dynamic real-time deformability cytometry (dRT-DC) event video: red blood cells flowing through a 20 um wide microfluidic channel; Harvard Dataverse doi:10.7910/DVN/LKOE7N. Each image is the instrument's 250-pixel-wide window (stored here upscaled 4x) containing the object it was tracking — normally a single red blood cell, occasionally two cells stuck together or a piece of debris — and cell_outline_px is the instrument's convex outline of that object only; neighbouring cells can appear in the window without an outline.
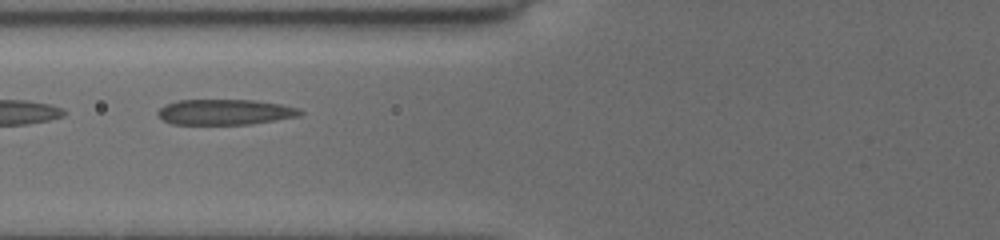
{"species": "common noctule bat (a hibernating species)", "species_latin": "Nyctalus noctula", "temperature_condition": "cold", "stored_images_in_passage": 25, "camera_frame_rate_fps": 3000, "um_per_image_px": 0.085, "animal": {"sex": "female", "body_mass_g": 19.5, "forearm_length_mm": 54.1}, "frame": {"image": 1, "passage_image": 4, "time_ms": 1.667, "image_size_px": [1000, 240], "cell_outline_px": [[304, 112], [300, 116], [248, 124], [172, 124], [164, 120], [156, 112], [164, 104], [176, 100], [256, 100], [280, 104], [300, 108]], "centroid_in_image_um": [19.13, 9.51], "position_along_channel_um": 106.7, "area_um2": 21.15}, "authors_computed_cell_mechanics": {"area_um2": 20.7502, "velocity_mm_per_s": 3.701, "shape_relaxation_time_tau1_ms": null, "shape_relaxation_time_tau2_ms": 2.0112, "deformation_change_tau1": null, "deformation_change_tau2": 0.0618}}